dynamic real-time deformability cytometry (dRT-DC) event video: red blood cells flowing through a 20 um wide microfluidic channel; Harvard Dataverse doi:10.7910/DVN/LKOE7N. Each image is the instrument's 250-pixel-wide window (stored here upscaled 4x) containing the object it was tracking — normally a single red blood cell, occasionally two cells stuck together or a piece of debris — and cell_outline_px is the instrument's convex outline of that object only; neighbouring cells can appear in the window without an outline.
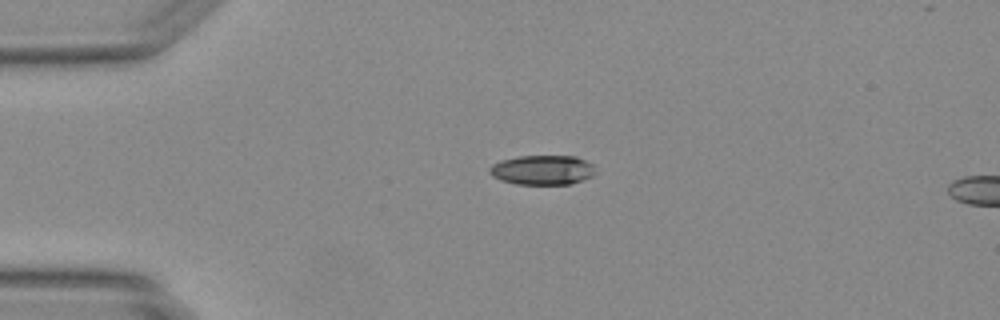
{"species": "Egyptian fruit bat (a non-hibernating species)", "species_latin": "Rousettus aegyptiacus", "temperature_condition": "warm", "stored_images_in_passage": 3, "camera_frame_rate_fps": 3000, "um_per_image_px": 0.085, "animal": {"sex": "female"}, "frame": {"image": 1, "passage_image": 1, "time_ms": 0.0, "image_size_px": [1000, 320], "cell_outline_px": [[596, 172], [592, 176], [572, 184], [516, 184], [500, 180], [492, 176], [488, 172], [488, 168], [492, 164], [500, 160], [520, 156], [576, 156], [592, 164]], "centroid_in_image_um": [46.08, 14.45], "position_along_channel_um": 38.9, "area_um2": 18.38}}